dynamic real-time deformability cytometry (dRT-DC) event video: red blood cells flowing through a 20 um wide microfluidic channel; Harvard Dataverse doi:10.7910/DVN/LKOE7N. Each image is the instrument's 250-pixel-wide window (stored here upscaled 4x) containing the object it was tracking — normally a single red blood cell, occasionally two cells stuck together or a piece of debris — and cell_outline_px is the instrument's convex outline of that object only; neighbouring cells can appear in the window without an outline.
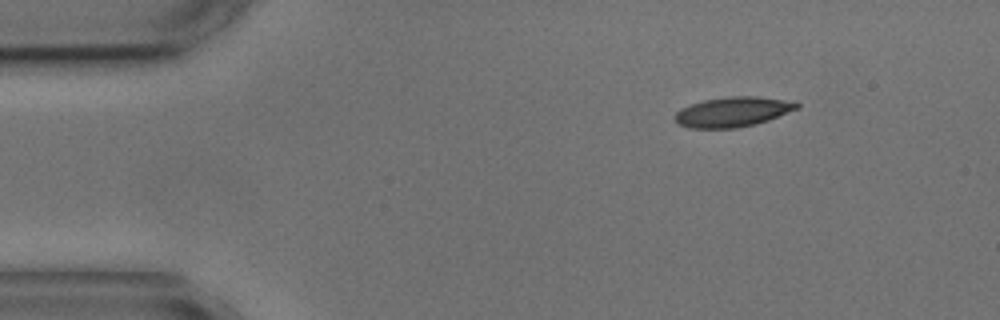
{"species": "common noctule bat (a hibernating species)", "species_latin": "Nyctalus noctula", "temperature_condition": "cold", "stored_images_in_passage": 4, "segment_of_instrument_passage": [2, 2], "camera_frame_rate_fps": 3000, "um_per_image_px": 0.085, "animal": {"sex": "male", "body_mass_g": 17.9, "forearm_length_mm": 54.2}, "frame": {"image": 1, "passage_image": 4, "time_ms": 4.667, "image_size_px": [1000, 320], "cell_outline_px": [[800, 108], [768, 120], [756, 124], [736, 128], [692, 128], [676, 124], [672, 116], [680, 108], [704, 100], [728, 96], [756, 96], [796, 100], [800, 104]], "centroid_in_image_um": [62.31, 9.5], "position_along_channel_um": 22.7, "area_um2": 21.68}}